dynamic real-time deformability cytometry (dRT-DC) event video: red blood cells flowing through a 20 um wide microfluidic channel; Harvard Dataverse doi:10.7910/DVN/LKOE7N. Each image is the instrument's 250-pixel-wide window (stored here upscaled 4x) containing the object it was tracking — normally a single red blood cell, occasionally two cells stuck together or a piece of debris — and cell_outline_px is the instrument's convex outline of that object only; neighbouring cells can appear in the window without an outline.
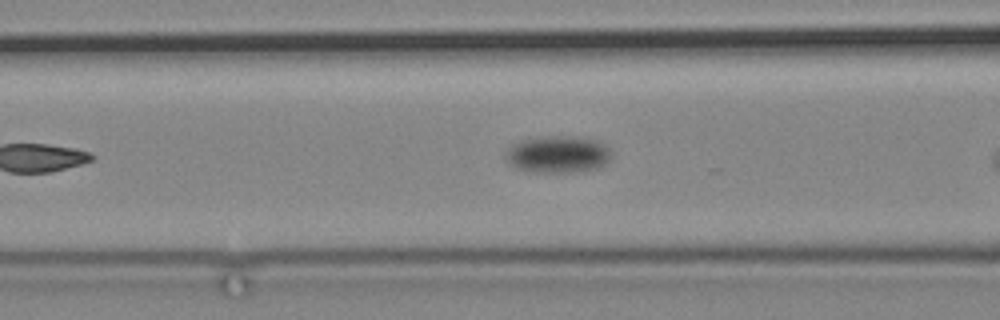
{"species": "common noctule bat (a hibernating species)", "species_latin": "Nyctalus noctula", "temperature_condition": "cold", "stored_images_in_passage": 14, "camera_frame_rate_fps": 3000, "um_per_image_px": 0.085, "animal": {"sex": "male", "body_mass_g": 19.2, "forearm_length_mm": 51.8}, "frame": {"image": 1, "passage_image": 14, "time_ms": 19.0, "image_size_px": [1000, 320], "cell_outline_px": [[612, 152], [608, 160], [604, 164], [596, 168], [572, 172], [536, 172], [516, 168], [504, 156], [504, 152], [512, 144], [520, 140], [548, 136], [580, 136], [596, 140], [604, 144]], "centroid_in_image_um": [47.41, 13.1], "position_along_channel_um": 119.2, "area_um2": 22.77}}